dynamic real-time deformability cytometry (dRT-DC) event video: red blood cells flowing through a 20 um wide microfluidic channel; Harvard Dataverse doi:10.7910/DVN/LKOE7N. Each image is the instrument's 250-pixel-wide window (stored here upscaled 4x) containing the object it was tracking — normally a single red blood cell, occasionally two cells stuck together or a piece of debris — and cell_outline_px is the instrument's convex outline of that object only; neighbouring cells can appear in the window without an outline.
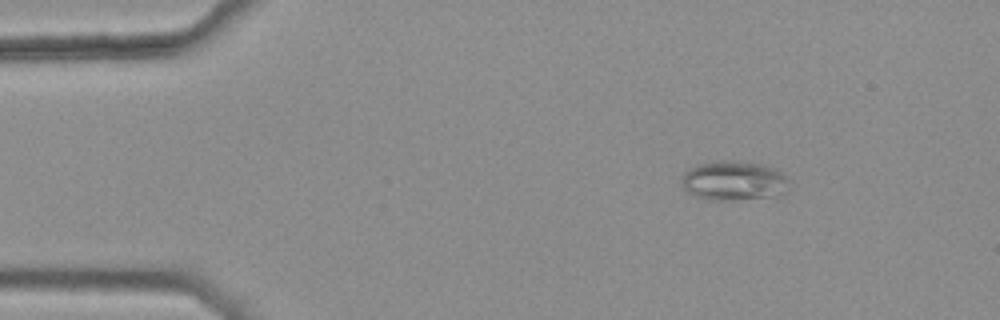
{"species": "common noctule bat (a hibernating species)", "species_latin": "Nyctalus noctula", "temperature_condition": "warm", "stored_images_in_passage": 8, "camera_frame_rate_fps": 3000, "um_per_image_px": 0.085, "animal": {"sex": "female", "body_mass_g": 25.1}, "frame": {"image": 1, "passage_image": 2, "time_ms": 0.333, "image_size_px": [1000, 320], "cell_outline_px": [[788, 192], [780, 196], [732, 200], [704, 200], [692, 196], [680, 184], [680, 176], [688, 168], [696, 164], [712, 160], [740, 160], [768, 164], [776, 168], [788, 180]], "centroid_in_image_um": [62.34, 15.35], "position_along_channel_um": 22.7, "area_um2": 25.89}}
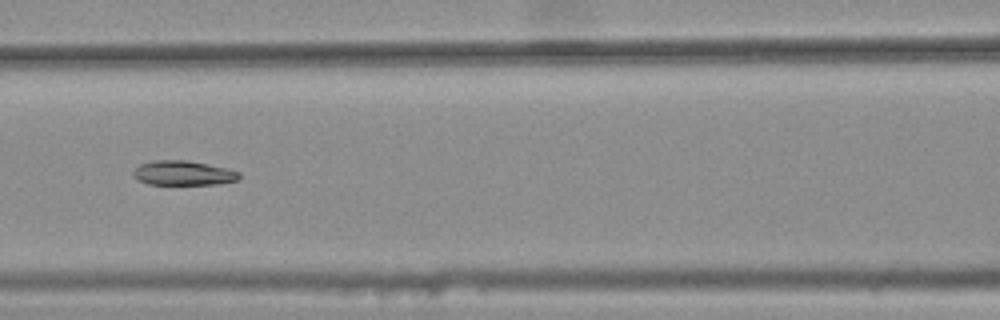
{"frame": {"image": 2, "passage_image": 6, "time_ms": 1.667, "image_size_px": [1000, 320], "cell_outline_px": [[240, 176], [236, 180], [216, 184], [148, 184], [132, 176], [132, 172], [140, 164], [152, 160], [184, 160], [208, 164], [228, 168], [240, 172]], "centroid_in_image_um": [15.56, 14.7], "position_along_channel_um": 151.0, "area_um2": 15.09}}
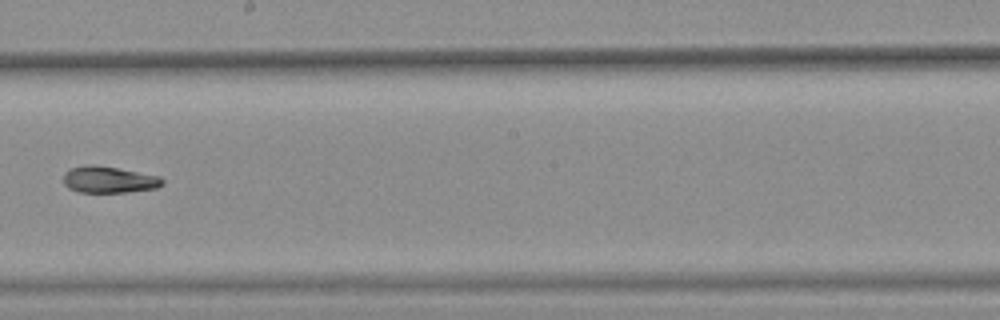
{"frame": {"image": 3, "passage_image": 8, "time_ms": 2.333, "image_size_px": [1000, 320], "cell_outline_px": [[164, 184], [156, 188], [128, 192], [80, 192], [68, 188], [64, 184], [64, 172], [72, 168], [84, 164], [92, 164], [116, 168], [160, 176], [164, 180]], "centroid_in_image_um": [9.25, 15.27], "position_along_channel_um": 238.9, "area_um2": 15.32}}